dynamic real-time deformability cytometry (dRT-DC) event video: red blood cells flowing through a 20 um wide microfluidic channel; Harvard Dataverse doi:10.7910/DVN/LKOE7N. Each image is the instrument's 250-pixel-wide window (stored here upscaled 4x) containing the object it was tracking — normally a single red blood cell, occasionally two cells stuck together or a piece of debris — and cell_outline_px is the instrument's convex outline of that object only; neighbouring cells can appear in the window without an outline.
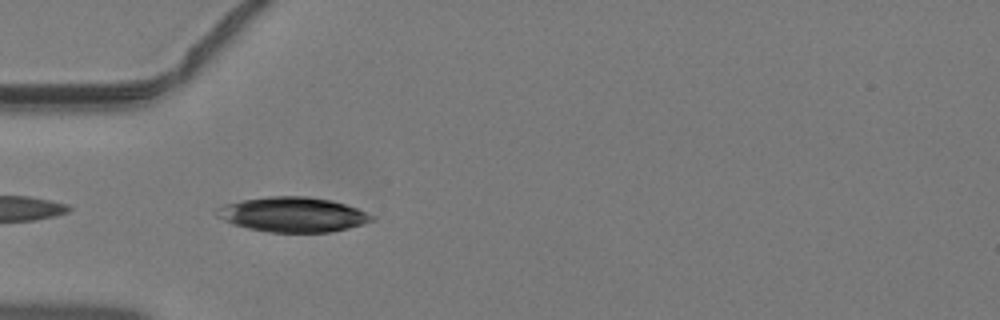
{"species": "common noctule bat (a hibernating species)", "species_latin": "Nyctalus noctula", "temperature_condition": "warm", "stored_images_in_passage": 6, "camera_frame_rate_fps": 3000, "um_per_image_px": 0.085, "animal": {"sex": "male", "body_mass_g": 19.2, "forearm_length_mm": 51.8}, "frame": {"image": 1, "passage_image": 1, "time_ms": 0.0, "image_size_px": [1000, 320], "cell_outline_px": [[372, 220], [348, 228], [328, 232], [268, 232], [248, 228], [232, 224], [216, 216], [212, 212], [216, 208], [224, 204], [240, 200], [268, 196], [308, 196], [332, 200], [356, 208], [372, 216]], "centroid_in_image_um": [24.78, 18.22], "position_along_channel_um": 60.2, "area_um2": 31.39}}